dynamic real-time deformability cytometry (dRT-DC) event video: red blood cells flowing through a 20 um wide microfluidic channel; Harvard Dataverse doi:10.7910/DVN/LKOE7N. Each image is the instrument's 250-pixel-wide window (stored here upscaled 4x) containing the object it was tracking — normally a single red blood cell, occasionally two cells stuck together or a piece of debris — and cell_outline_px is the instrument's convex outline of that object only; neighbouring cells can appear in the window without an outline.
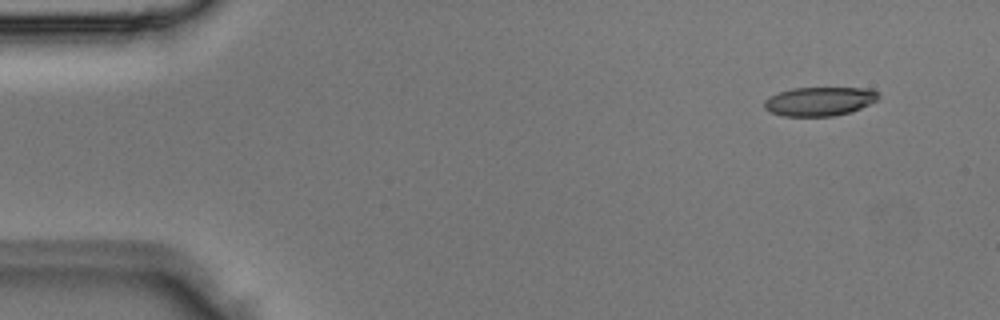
{"species": "Egyptian fruit bat (a non-hibernating species)", "species_latin": "Rousettus aegyptiacus", "temperature_condition": "room temperature", "stored_images_in_passage": 4, "segment_of_instrument_passage": [2, 2], "camera_frame_rate_fps": 3000, "um_per_image_px": 0.085, "animal": {"sex": "male"}, "frame": {"image": 1, "passage_image": 4, "time_ms": 1.0, "image_size_px": [1000, 320], "cell_outline_px": [[880, 96], [876, 100], [860, 108], [848, 112], [832, 116], [784, 116], [772, 112], [764, 108], [764, 100], [768, 96], [792, 88], [872, 88], [880, 92]], "centroid_in_image_um": [69.66, 8.6], "position_along_channel_um": 15.3, "area_um2": 19.19}}